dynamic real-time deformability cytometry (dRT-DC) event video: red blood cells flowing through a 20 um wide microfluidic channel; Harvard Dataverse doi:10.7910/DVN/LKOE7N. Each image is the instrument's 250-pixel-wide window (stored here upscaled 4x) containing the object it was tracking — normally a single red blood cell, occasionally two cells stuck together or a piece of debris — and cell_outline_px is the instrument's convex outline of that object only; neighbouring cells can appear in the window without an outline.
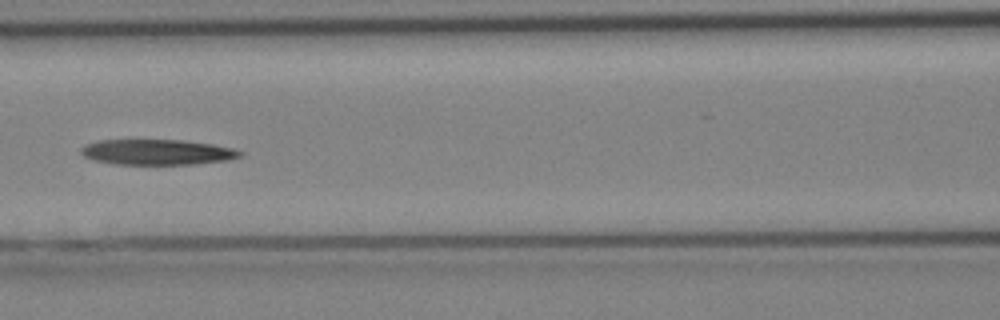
{"species": "Egyptian fruit bat (a non-hibernating species)", "species_latin": "Rousettus aegyptiacus", "temperature_condition": "cold", "stored_images_in_passage": 34, "camera_frame_rate_fps": 3000, "um_per_image_px": 0.085, "animal": {"sex": "female"}, "frame": {"image": 1, "passage_image": 15, "time_ms": 4.667, "image_size_px": [1000, 320], "cell_outline_px": [[244, 156], [228, 160], [192, 164], [112, 164], [92, 160], [84, 156], [80, 152], [80, 148], [84, 144], [100, 140], [184, 140], [212, 144], [232, 148], [244, 152]], "centroid_in_image_um": [13.35, 12.93], "position_along_channel_um": 153.3, "area_um2": 23.76}}